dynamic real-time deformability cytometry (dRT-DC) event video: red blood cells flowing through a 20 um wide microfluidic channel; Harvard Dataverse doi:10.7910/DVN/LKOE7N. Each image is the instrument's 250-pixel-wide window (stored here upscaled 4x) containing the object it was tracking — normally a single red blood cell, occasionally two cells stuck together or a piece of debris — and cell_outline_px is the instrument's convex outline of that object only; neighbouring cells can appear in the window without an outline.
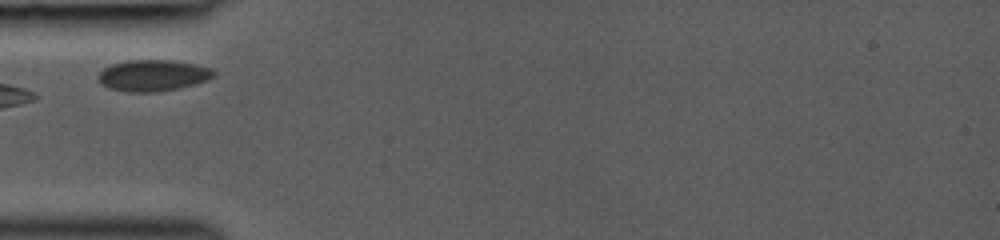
{"species": "common noctule bat (a hibernating species)", "species_latin": "Nyctalus noctula", "temperature_condition": "room temperature", "stored_images_in_passage": 23, "camera_frame_rate_fps": 3000, "um_per_image_px": 0.085, "animal": {"sex": "female", "body_mass_g": 19.0, "forearm_length_mm": 53.3}, "frame": {"image": 1, "passage_image": 1, "time_ms": 0.0, "image_size_px": [1000, 240], "cell_outline_px": [[216, 72], [208, 80], [180, 88], [156, 92], [128, 92], [108, 88], [100, 84], [100, 72], [104, 68], [112, 64], [128, 60], [172, 60], [212, 68]], "centroid_in_image_um": [13.0, 6.42], "position_along_channel_um": 72.0, "area_um2": 20.98}}
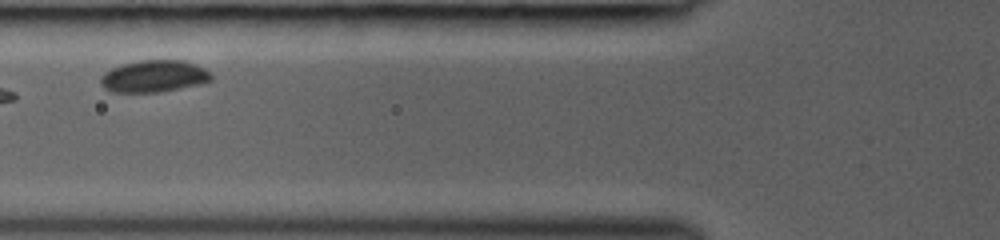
{"frame": {"image": 2, "passage_image": 4, "time_ms": 1.0, "image_size_px": [1000, 240], "cell_outline_px": [[212, 80], [196, 84], [156, 92], [112, 92], [104, 88], [100, 84], [100, 76], [104, 72], [120, 64], [140, 60], [184, 60], [204, 68], [212, 76]], "centroid_in_image_um": [13.01, 6.46], "position_along_channel_um": 112.8, "area_um2": 20.4}}